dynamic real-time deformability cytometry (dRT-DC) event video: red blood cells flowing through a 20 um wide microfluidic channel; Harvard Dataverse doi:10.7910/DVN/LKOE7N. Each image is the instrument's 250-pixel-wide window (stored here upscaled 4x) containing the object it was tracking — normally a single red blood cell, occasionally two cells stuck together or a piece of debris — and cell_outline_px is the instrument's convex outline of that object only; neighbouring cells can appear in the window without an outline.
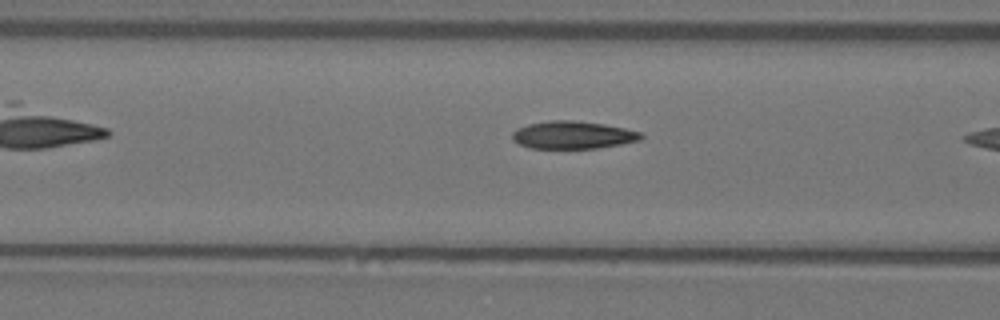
{"species": "Egyptian fruit bat (a non-hibernating species)", "species_latin": "Rousettus aegyptiacus", "temperature_condition": "warm", "stored_images_in_passage": 7, "camera_frame_rate_fps": 3000, "um_per_image_px": 0.085, "animal": {"sex": "female"}, "frame": {"image": 1, "passage_image": 6, "time_ms": 1.667, "image_size_px": [1000, 320], "cell_outline_px": [[644, 136], [640, 140], [620, 144], [596, 148], [528, 148], [512, 140], [512, 132], [516, 128], [528, 124], [552, 120], [572, 120], [604, 124], [624, 128], [640, 132]], "centroid_in_image_um": [48.66, 11.47], "position_along_channel_um": 117.9, "area_um2": 20.69}}